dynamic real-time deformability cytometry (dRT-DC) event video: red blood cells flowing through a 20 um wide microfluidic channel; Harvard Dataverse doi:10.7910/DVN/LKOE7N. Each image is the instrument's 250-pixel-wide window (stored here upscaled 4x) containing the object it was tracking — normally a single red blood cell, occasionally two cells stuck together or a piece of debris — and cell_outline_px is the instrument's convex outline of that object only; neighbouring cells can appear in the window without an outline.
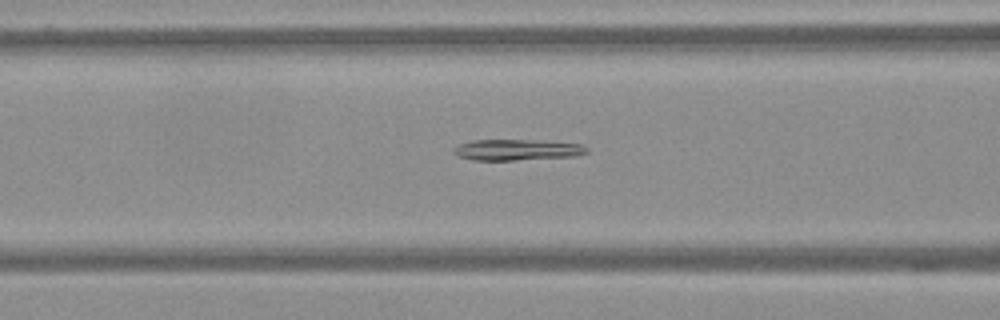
{"species": "Egyptian fruit bat (a non-hibernating species)", "species_latin": "Rousettus aegyptiacus", "temperature_condition": "warm", "stored_images_in_passage": 57, "camera_frame_rate_fps": 3000, "um_per_image_px": 0.085, "frame": {"image": 1, "passage_image": 21, "time_ms": 6.667, "image_size_px": [1000, 320], "cell_outline_px": [[588, 152], [576, 156], [516, 160], [472, 160], [460, 156], [452, 152], [452, 148], [460, 144], [472, 140], [532, 140], [584, 144], [588, 148]], "centroid_in_image_um": [43.96, 12.73], "position_along_channel_um": 122.6, "area_um2": 16.3}}
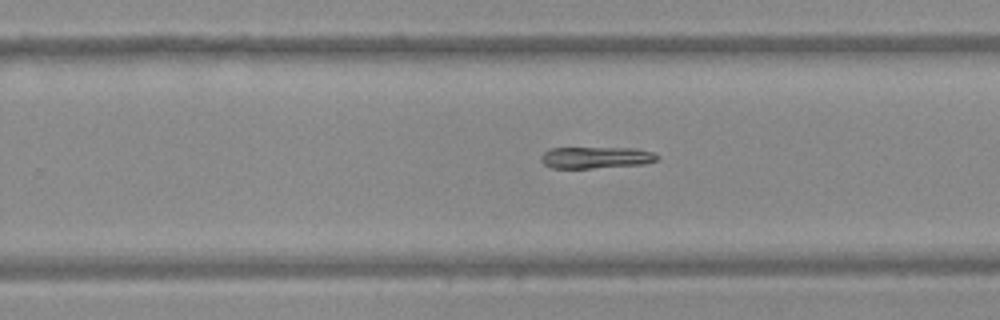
{"frame": {"image": 2, "passage_image": 35, "time_ms": 11.333, "image_size_px": [1000, 320], "cell_outline_px": [[660, 160], [644, 164], [592, 168], [552, 168], [544, 164], [540, 160], [540, 156], [544, 152], [552, 148], [636, 148], [652, 152], [660, 156]], "centroid_in_image_um": [50.69, 13.39], "position_along_channel_um": 279.1, "area_um2": 14.74}}
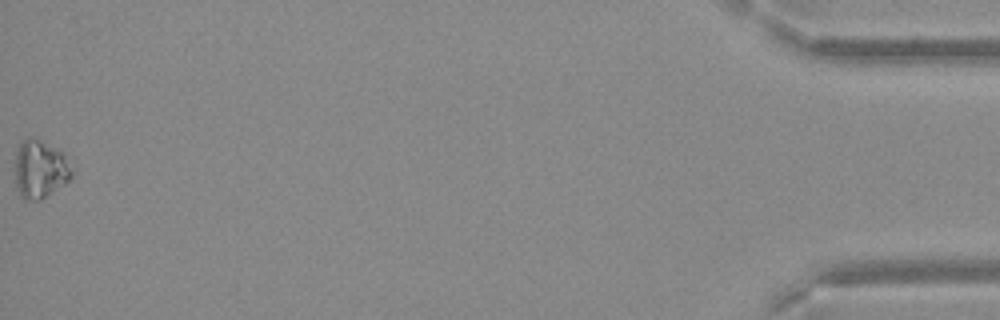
{"frame": {"image": 3, "passage_image": 57, "time_ms": 18.667, "image_size_px": [1000, 320], "cell_outline_px": [[72, 176], [64, 184], [40, 200], [24, 200], [20, 196], [16, 188], [16, 148], [28, 136], [40, 140], [64, 152], [72, 172]], "centroid_in_image_um": [3.39, 14.38], "position_along_channel_um": 431.8, "area_um2": 19.13}}